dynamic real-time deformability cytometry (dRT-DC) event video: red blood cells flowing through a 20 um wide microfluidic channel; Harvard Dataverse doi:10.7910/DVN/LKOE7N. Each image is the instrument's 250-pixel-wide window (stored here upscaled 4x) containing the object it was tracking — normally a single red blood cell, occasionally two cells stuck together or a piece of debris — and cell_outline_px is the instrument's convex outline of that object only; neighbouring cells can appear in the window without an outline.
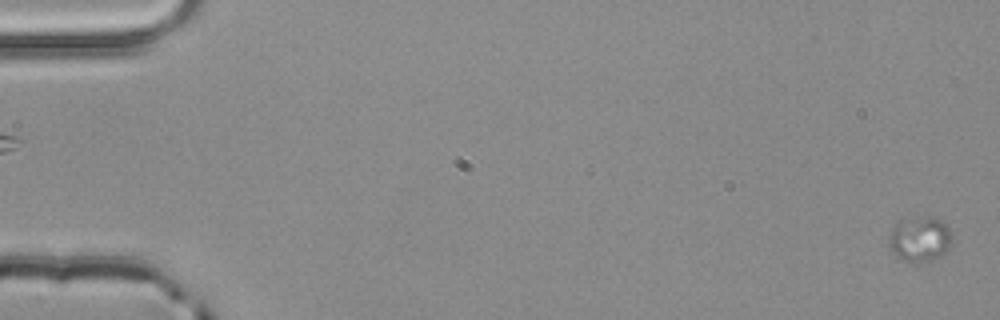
{"species": "common noctule bat (a hibernating species)", "species_latin": "Nyctalus noctula", "temperature_condition": "room temperature", "stored_images_in_passage": 4, "camera_frame_rate_fps": 3000, "um_per_image_px": 0.085, "animal": {"sex": "male", "body_mass_g": 20.4}, "frame": {"image": 1, "passage_image": 4, "time_ms": 1.0, "image_size_px": [1000, 320], "cell_outline_px": [[952, 240], [948, 248], [940, 256], [916, 264], [904, 260], [892, 252], [888, 244], [888, 236], [896, 220], [900, 216], [912, 212], [936, 216], [948, 228], [952, 236]], "centroid_in_image_um": [78.11, 20.2], "position_along_channel_um": 6.9, "area_um2": 17.69}}